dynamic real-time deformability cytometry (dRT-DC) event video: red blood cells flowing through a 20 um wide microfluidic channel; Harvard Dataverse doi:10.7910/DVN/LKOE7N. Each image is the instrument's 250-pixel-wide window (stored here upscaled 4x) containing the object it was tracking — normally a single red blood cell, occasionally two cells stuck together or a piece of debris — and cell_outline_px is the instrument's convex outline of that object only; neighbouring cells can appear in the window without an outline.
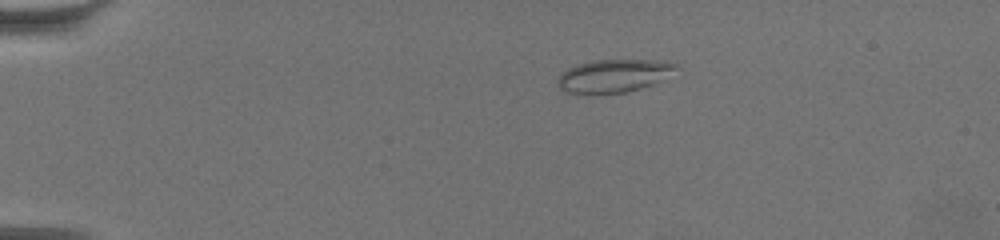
{"species": "common noctule bat (a hibernating species)", "species_latin": "Nyctalus noctula", "temperature_condition": "warm", "stored_images_in_passage": 50, "camera_frame_rate_fps": 3000, "um_per_image_px": 0.085, "animal": {"sex": "female", "body_mass_g": 19.5, "forearm_length_mm": 54.1}, "frame": {"image": 1, "passage_image": 1, "time_ms": 0.0, "image_size_px": [1000, 240], "cell_outline_px": [[676, 64], [672, 68], [652, 84], [640, 88], [624, 92], [564, 92], [556, 84], [556, 80], [568, 68], [592, 60], [656, 60]], "centroid_in_image_um": [52.04, 6.43], "position_along_channel_um": 33.0, "area_um2": 21.5}}
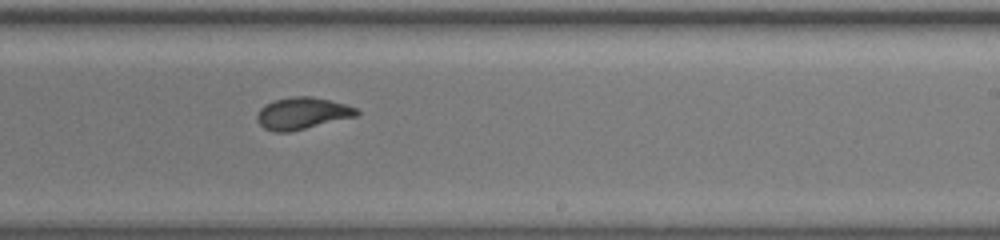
{"frame": {"image": 2, "passage_image": 28, "time_ms": 9.0, "image_size_px": [1000, 240], "cell_outline_px": [[360, 112], [356, 116], [288, 132], [272, 132], [264, 128], [256, 120], [256, 116], [260, 108], [264, 104], [276, 100], [292, 96], [312, 96], [344, 104], [356, 108]], "centroid_in_image_um": [25.64, 9.63], "position_along_channel_um": 263.4, "area_um2": 18.32}}
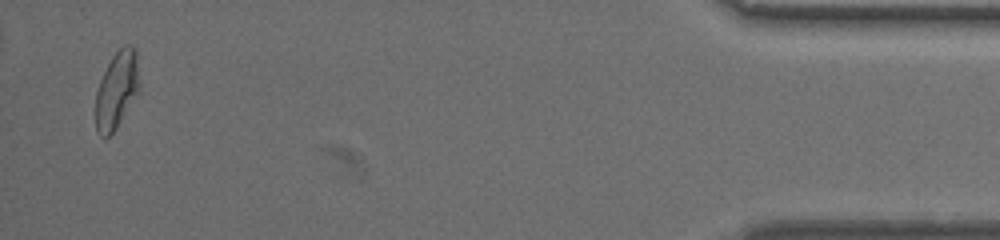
{"frame": {"image": 3, "passage_image": 49, "time_ms": 16.0, "image_size_px": [1000, 240], "cell_outline_px": [[140, 88], [116, 128], [108, 136], [100, 136], [96, 132], [96, 92], [100, 80], [112, 56], [124, 44], [132, 44], [136, 48]], "centroid_in_image_um": [9.93, 7.6], "position_along_channel_um": 425.3, "area_um2": 19.54}, "authors_computed_cell_mechanics": {"area_um2": 18.6116, "velocity_mm_per_s": 3.3886, "shape_relaxation_time_tau1_ms": null, "shape_relaxation_time_tau2_ms": 1.2873, "deformation_change_tau1": null, "deformation_change_tau2": 0.0662}}